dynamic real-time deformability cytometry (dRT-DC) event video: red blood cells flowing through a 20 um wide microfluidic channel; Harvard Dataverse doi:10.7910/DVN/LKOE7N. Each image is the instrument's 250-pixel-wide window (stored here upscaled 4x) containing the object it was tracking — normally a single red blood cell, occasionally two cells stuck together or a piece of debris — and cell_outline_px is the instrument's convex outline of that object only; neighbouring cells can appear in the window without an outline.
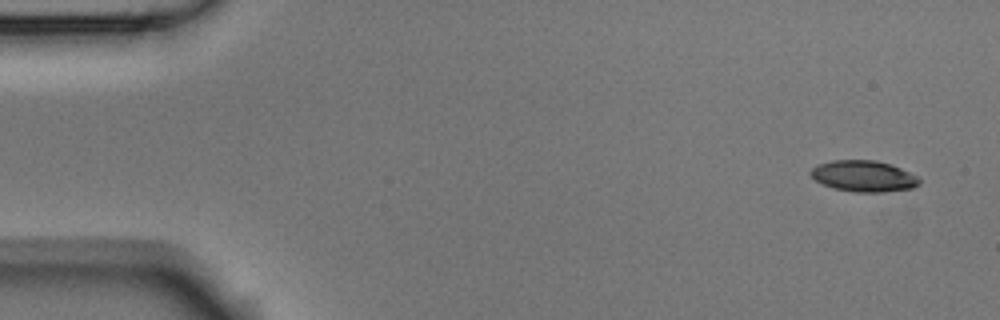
{"species": "Egyptian fruit bat (a non-hibernating species)", "species_latin": "Rousettus aegyptiacus", "temperature_condition": "room temperature", "stored_images_in_passage": 4, "camera_frame_rate_fps": 3000, "um_per_image_px": 0.085, "animal": {"sex": "male"}, "frame": {"image": 1, "passage_image": 1, "time_ms": 0.0, "image_size_px": [1000, 320], "cell_outline_px": [[920, 184], [912, 188], [884, 192], [856, 192], [832, 188], [816, 180], [808, 172], [816, 164], [832, 160], [876, 160], [900, 168], [916, 176], [920, 180]], "centroid_in_image_um": [73.38, 14.97], "position_along_channel_um": 11.6, "area_um2": 19.65}}
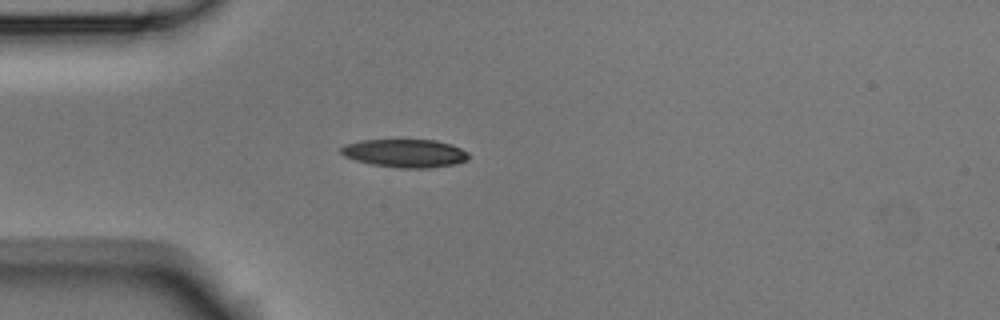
{"frame": {"image": 2, "passage_image": 4, "time_ms": 1.0, "image_size_px": [1000, 320], "cell_outline_px": [[468, 156], [464, 160], [456, 164], [432, 168], [396, 168], [372, 164], [356, 160], [344, 156], [340, 152], [340, 148], [344, 144], [360, 140], [436, 140], [452, 144], [468, 152]], "centroid_in_image_um": [34.41, 13.02], "position_along_channel_um": 50.6, "area_um2": 21.04}}